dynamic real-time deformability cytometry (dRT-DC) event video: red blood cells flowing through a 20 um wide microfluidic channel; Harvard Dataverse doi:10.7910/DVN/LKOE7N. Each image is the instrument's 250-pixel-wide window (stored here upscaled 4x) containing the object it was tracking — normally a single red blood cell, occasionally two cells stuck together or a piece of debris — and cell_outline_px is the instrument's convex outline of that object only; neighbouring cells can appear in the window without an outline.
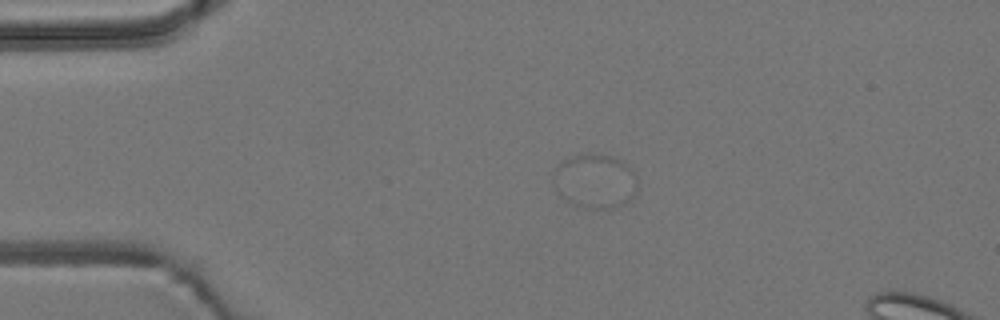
{"species": "common noctule bat (a hibernating species)", "species_latin": "Nyctalus noctula", "temperature_condition": "room temperature", "stored_images_in_passage": 10, "camera_frame_rate_fps": 3000, "um_per_image_px": 0.085, "animal": {"sex": "male", "body_mass_g": 19.2, "forearm_length_mm": 51.8}, "frame": {"image": 1, "passage_image": 4, "time_ms": 1.0, "image_size_px": [1000, 320], "cell_outline_px": [[636, 188], [552, 180], [552, 172], [564, 160], [580, 152], [592, 152], [612, 156], [628, 164], [632, 168], [636, 180]], "centroid_in_image_um": [50.61, 14.5], "position_along_channel_um": 34.4, "area_um2": 15.49}}